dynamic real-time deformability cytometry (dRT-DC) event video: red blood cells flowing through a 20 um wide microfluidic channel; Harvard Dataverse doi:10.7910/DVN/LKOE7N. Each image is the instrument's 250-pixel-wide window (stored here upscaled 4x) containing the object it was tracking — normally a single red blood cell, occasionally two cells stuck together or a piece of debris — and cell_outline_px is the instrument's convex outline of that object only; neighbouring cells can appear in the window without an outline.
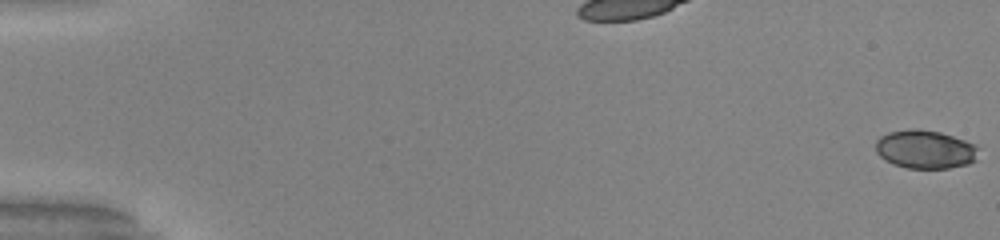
{"species": "common noctule bat (a hibernating species)", "species_latin": "Nyctalus noctula", "temperature_condition": "warm", "stored_images_in_passage": 53, "camera_frame_rate_fps": 3000, "um_per_image_px": 0.085, "animal": {"sex": "male", "body_mass_g": 20.0, "forearm_length_mm": 53.3}, "frame": {"image": 1, "passage_image": 1, "time_ms": 0.0, "image_size_px": [1000, 240], "cell_outline_px": [[980, 148], [976, 160], [968, 164], [948, 168], [908, 168], [892, 164], [884, 160], [876, 152], [876, 140], [880, 136], [888, 132], [908, 128], [920, 128], [940, 132], [976, 144]], "centroid_in_image_um": [78.64, 12.68], "position_along_channel_um": 6.4, "area_um2": 23.41}}
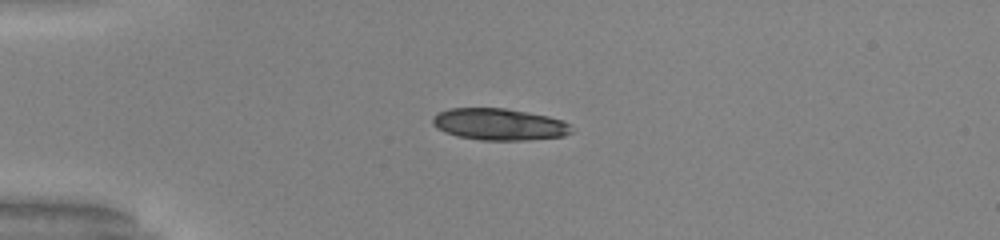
{"frame": {"image": 2, "passage_image": 15, "time_ms": 4.667, "image_size_px": [1000, 240], "cell_outline_px": [[572, 132], [564, 136], [524, 140], [480, 140], [456, 136], [444, 132], [436, 128], [432, 124], [432, 116], [436, 112], [448, 108], [504, 108], [528, 112], [548, 116], [564, 120], [572, 124]], "centroid_in_image_um": [42.41, 10.56], "position_along_channel_um": 42.6, "area_um2": 26.07}, "authors_computed_cell_mechanics": {"area_um2": 23.4668, "velocity_mm_per_s": 4.0077, "shape_relaxation_time_tau1_ms": 4.7457, "shape_relaxation_time_tau2_ms": 1.3278, "deformation_change_tau1": 0.161, "deformation_change_tau2": 0.0733}}